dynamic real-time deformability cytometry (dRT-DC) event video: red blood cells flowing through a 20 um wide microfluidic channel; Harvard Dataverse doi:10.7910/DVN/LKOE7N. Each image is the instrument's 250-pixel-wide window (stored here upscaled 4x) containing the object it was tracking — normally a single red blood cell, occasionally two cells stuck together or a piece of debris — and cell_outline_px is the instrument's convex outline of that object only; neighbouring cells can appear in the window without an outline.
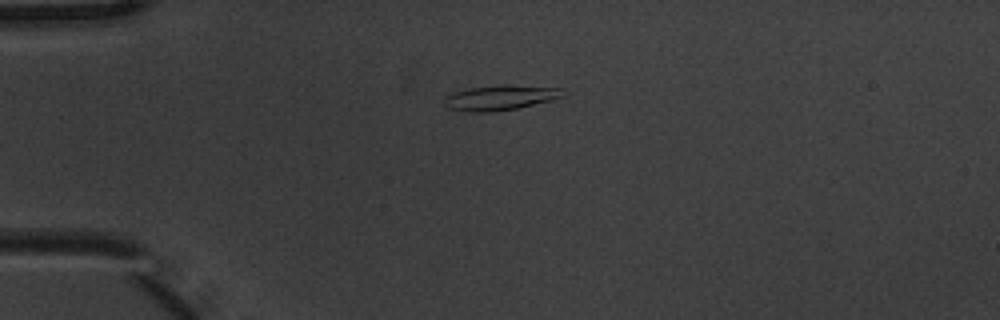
{"species": "common noctule bat (a hibernating species)", "species_latin": "Nyctalus noctula", "temperature_condition": "warm", "stored_images_in_passage": 6, "camera_frame_rate_fps": 3000, "um_per_image_px": 0.085, "animal": {"sex": "male", "body_mass_g": 20.1, "forearm_length_mm": 53.5}, "frame": {"image": 1, "passage_image": 6, "time_ms": 1.667, "image_size_px": [1000, 320], "cell_outline_px": [[564, 96], [552, 100], [516, 108], [492, 112], [468, 112], [448, 108], [444, 104], [444, 96], [456, 92], [472, 88], [504, 84], [508, 84], [560, 88]], "centroid_in_image_um": [42.5, 8.3], "position_along_channel_um": 42.5, "area_um2": 17.17}}